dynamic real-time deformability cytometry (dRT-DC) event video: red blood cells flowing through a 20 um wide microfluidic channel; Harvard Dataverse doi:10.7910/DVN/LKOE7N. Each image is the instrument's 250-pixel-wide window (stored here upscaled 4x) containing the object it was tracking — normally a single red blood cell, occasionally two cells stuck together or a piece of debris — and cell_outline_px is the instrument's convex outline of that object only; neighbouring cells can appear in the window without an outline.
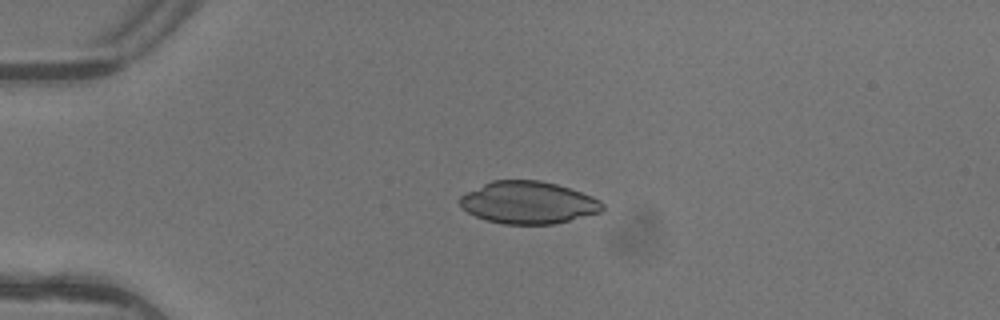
{"species": "common noctule bat (a hibernating species)", "species_latin": "Nyctalus noctula", "temperature_condition": "warm", "stored_images_in_passage": 2, "camera_frame_rate_fps": 3000, "um_per_image_px": 0.085, "animal": {"sex": "female"}, "frame": {"image": 1, "passage_image": 1, "time_ms": 0.0, "image_size_px": [1000, 320], "cell_outline_px": [[604, 208], [600, 212], [552, 224], [504, 224], [488, 220], [476, 216], [468, 212], [460, 204], [460, 196], [492, 180], [540, 180], [556, 184], [592, 196], [600, 200], [604, 204]], "centroid_in_image_um": [44.92, 17.21], "position_along_channel_um": 40.1, "area_um2": 34.68}}